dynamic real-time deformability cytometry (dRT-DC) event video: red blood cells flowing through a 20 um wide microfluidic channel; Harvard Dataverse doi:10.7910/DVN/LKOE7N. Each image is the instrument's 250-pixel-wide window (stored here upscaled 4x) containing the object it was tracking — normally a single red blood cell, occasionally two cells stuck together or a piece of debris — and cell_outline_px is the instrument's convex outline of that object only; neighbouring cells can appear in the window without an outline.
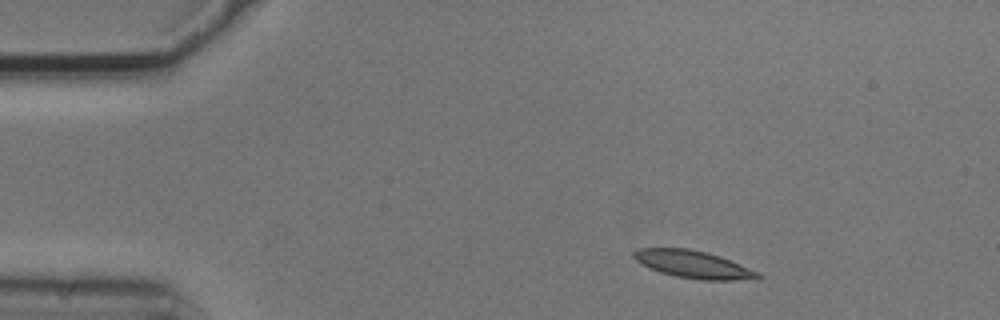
{"species": "common noctule bat (a hibernating species)", "species_latin": "Nyctalus noctula", "temperature_condition": "cold", "stored_images_in_passage": 3, "camera_frame_rate_fps": 3000, "um_per_image_px": 0.085, "animal": {"sex": "male", "body_mass_g": 20.5, "forearm_length_mm": 52.5}, "frame": {"image": 1, "passage_image": 1, "time_ms": 0.0, "image_size_px": [1000, 320], "cell_outline_px": [[764, 276], [732, 280], [700, 280], [676, 276], [660, 272], [636, 260], [632, 256], [632, 252], [636, 248], [688, 248], [720, 256], [760, 272]], "centroid_in_image_um": [58.91, 22.46], "position_along_channel_um": 26.1, "area_um2": 19.59}}